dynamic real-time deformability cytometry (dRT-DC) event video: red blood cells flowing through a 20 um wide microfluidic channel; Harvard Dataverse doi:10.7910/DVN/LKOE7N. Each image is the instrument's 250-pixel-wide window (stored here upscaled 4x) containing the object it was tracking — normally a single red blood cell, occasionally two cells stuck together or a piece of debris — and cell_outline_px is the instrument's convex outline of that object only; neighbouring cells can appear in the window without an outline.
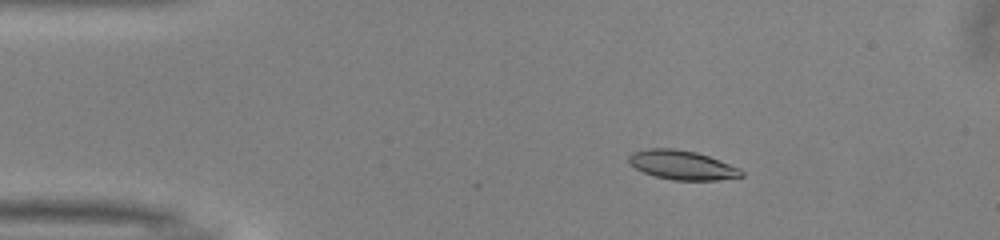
{"species": "common noctule bat (a hibernating species)", "species_latin": "Nyctalus noctula", "temperature_condition": "warm", "stored_images_in_passage": 9, "camera_frame_rate_fps": 3000, "um_per_image_px": 0.085, "animal": {"sex": "male", "body_mass_g": 13.0, "forearm_length_mm": 53.1}, "frame": {"image": 1, "passage_image": 9, "time_ms": 2.667, "image_size_px": [1000, 240], "cell_outline_px": [[744, 176], [716, 180], [672, 180], [656, 176], [644, 172], [628, 164], [628, 156], [632, 152], [648, 148], [672, 148], [696, 152], [708, 156], [740, 168], [744, 172]], "centroid_in_image_um": [57.96, 14.02], "position_along_channel_um": 27.0, "area_um2": 19.13}}